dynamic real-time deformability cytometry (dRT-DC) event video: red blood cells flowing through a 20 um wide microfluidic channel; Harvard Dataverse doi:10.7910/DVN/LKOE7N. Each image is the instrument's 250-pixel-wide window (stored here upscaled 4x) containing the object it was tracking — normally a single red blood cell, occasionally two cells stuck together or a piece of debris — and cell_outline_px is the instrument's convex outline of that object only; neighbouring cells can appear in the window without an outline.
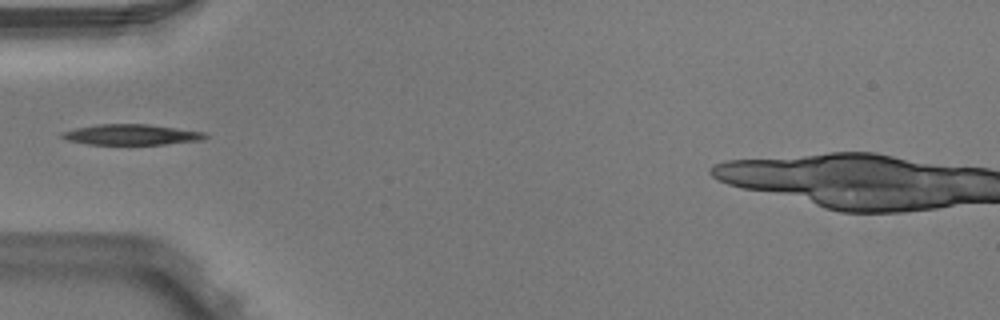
{"species": "Egyptian fruit bat (a non-hibernating species)", "species_latin": "Rousettus aegyptiacus", "temperature_condition": "warm", "stored_images_in_passage": 1, "camera_frame_rate_fps": 3000, "um_per_image_px": 0.085, "animal": {"sex": "male"}, "frame": {"image": 1, "passage_image": 1, "time_ms": 0.0, "image_size_px": [1000, 320], "cell_outline_px": [[208, 136], [204, 140], [164, 144], [88, 144], [68, 140], [60, 136], [60, 132], [76, 128], [100, 124], [148, 124], [204, 132]], "centroid_in_image_um": [11.17, 11.44], "position_along_channel_um": 73.8, "area_um2": 17.05}}